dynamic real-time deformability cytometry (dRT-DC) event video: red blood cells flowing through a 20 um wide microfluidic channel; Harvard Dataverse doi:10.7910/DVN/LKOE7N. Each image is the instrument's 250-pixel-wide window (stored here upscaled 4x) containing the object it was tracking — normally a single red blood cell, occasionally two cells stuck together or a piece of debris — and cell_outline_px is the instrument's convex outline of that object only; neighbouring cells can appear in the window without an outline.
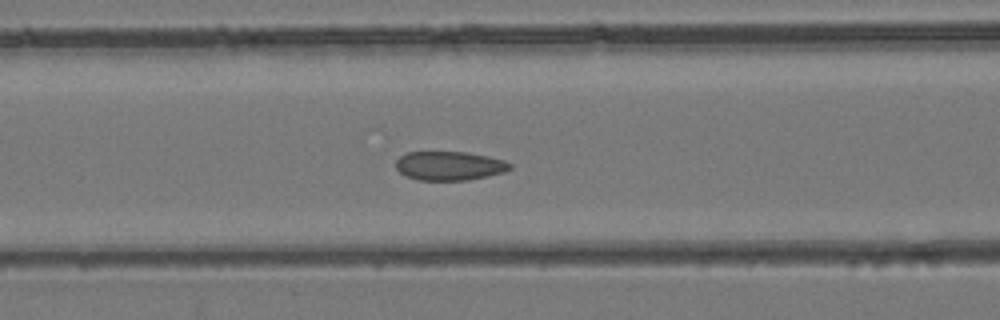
{"species": "common noctule bat (a hibernating species)", "species_latin": "Nyctalus noctula", "temperature_condition": "room temperature", "stored_images_in_passage": 46, "camera_frame_rate_fps": 3000, "um_per_image_px": 0.085, "animal": {"sex": "female", "body_mass_g": 24.6, "forearm_length_mm": 56.2}, "frame": {"image": 1, "passage_image": 19, "time_ms": 6.0, "image_size_px": [1000, 320], "cell_outline_px": [[512, 168], [504, 172], [488, 176], [468, 180], [420, 180], [404, 176], [396, 168], [396, 160], [400, 156], [408, 152], [468, 152], [488, 156], [504, 160], [512, 164]], "centroid_in_image_um": [38.21, 14.09], "position_along_channel_um": 128.4, "area_um2": 19.36}}
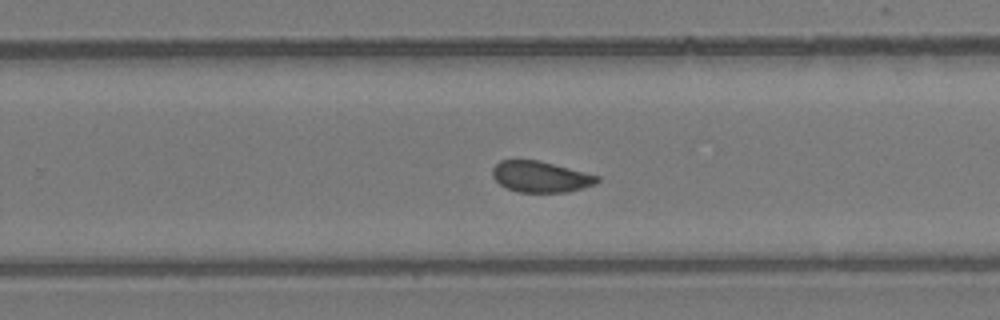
{"frame": {"image": 2, "passage_image": 29, "time_ms": 9.333, "image_size_px": [1000, 320], "cell_outline_px": [[600, 180], [596, 184], [568, 192], [520, 192], [508, 188], [500, 184], [492, 176], [492, 168], [500, 160], [540, 160], [600, 176]], "centroid_in_image_um": [45.97, 15.02], "position_along_channel_um": 283.8, "area_um2": 18.96}}
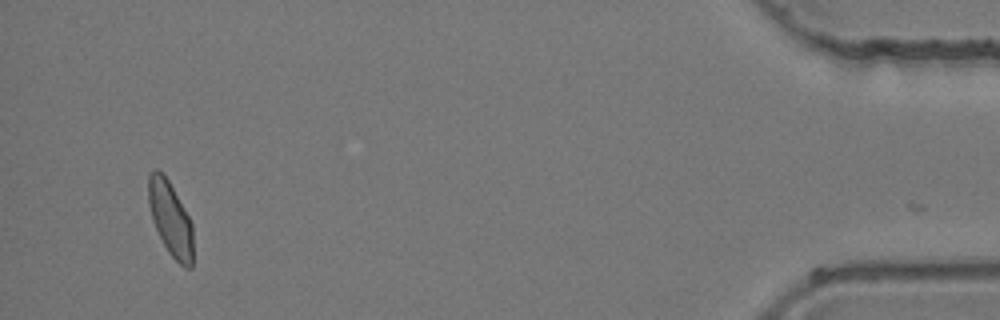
{"frame": {"image": 3, "passage_image": 43, "time_ms": 14.0, "image_size_px": [1000, 320], "cell_outline_px": [[192, 268], [184, 268], [168, 252], [152, 220], [148, 204], [148, 176], [156, 168], [164, 172], [188, 216], [192, 224]], "centroid_in_image_um": [14.47, 18.57], "position_along_channel_um": 420.7, "area_um2": 19.19}}